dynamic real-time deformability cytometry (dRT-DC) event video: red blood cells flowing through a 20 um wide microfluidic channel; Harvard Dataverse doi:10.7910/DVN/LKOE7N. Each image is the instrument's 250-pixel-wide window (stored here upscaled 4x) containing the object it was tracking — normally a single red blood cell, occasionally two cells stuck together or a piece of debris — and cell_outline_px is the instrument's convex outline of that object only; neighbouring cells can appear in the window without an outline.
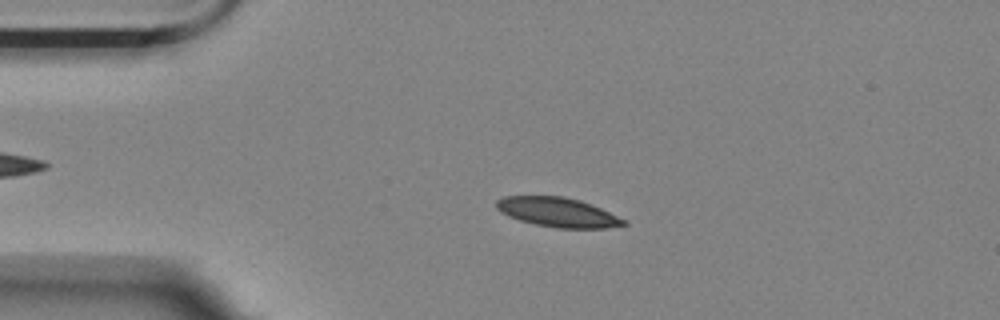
{"species": "Egyptian fruit bat (a non-hibernating species)", "species_latin": "Rousettus aegyptiacus", "temperature_condition": "room temperature", "stored_images_in_passage": 56, "camera_frame_rate_fps": 3000, "um_per_image_px": 0.085, "animal": {"sex": "female"}, "frame": {"image": 1, "passage_image": 12, "time_ms": 3.667, "image_size_px": [1000, 320], "cell_outline_px": [[628, 224], [604, 228], [556, 228], [536, 224], [520, 220], [508, 216], [500, 212], [496, 208], [496, 200], [504, 196], [564, 196], [580, 200], [600, 208], [628, 220]], "centroid_in_image_um": [47.41, 18.04], "position_along_channel_um": 37.6, "area_um2": 21.85}}
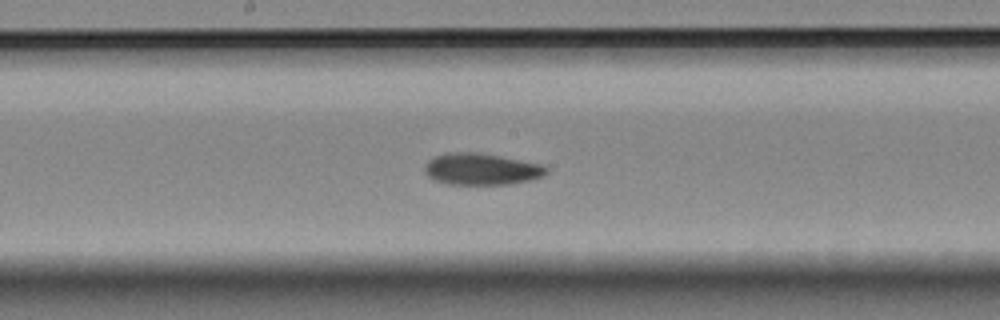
{"frame": {"image": 2, "passage_image": 29, "time_ms": 9.333, "image_size_px": [1000, 320], "cell_outline_px": [[548, 172], [544, 176], [528, 180], [508, 184], [444, 184], [428, 176], [424, 172], [424, 164], [428, 160], [436, 156], [448, 152], [476, 152], [500, 156], [540, 164], [548, 168]], "centroid_in_image_um": [40.88, 14.37], "position_along_channel_um": 207.3, "area_um2": 22.37}}
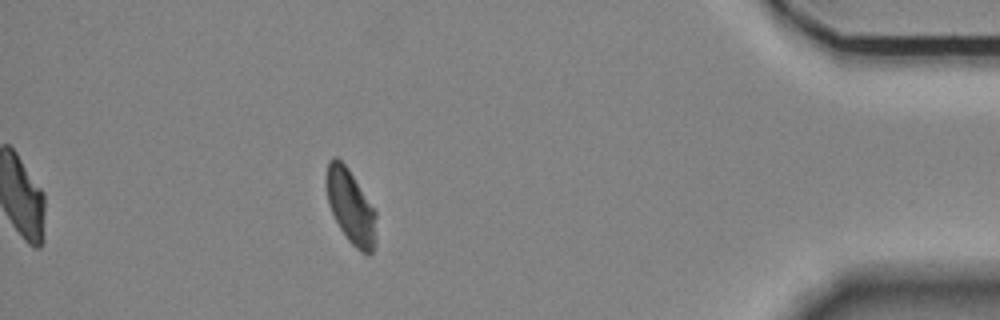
{"frame": {"image": 3, "passage_image": 50, "time_ms": 16.333, "image_size_px": [1000, 320], "cell_outline_px": [[376, 244], [372, 252], [368, 256], [360, 252], [348, 240], [340, 228], [328, 204], [324, 184], [324, 180], [328, 160], [332, 156], [336, 156], [348, 168], [376, 212]], "centroid_in_image_um": [29.79, 17.56], "position_along_channel_um": 405.4, "area_um2": 21.91}, "authors_computed_cell_mechanics": {"area_um2": 21.9929, "velocity_mm_per_s": 3.5144, "shape_relaxation_time_tau1_ms": 4.7431, "shape_relaxation_time_tau2_ms": 2.8808, "deformation_change_tau1": 0.112, "deformation_change_tau2": 0.0692}}